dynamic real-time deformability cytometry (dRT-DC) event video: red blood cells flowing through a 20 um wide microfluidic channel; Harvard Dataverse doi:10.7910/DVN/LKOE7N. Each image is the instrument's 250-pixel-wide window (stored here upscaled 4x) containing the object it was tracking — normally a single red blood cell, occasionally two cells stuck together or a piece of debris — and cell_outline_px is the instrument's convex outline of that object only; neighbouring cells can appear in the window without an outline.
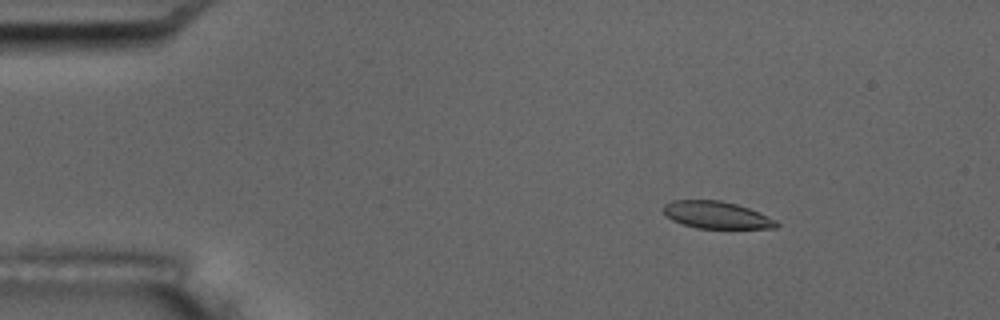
{"species": "common noctule bat (a hibernating species)", "species_latin": "Nyctalus noctula", "temperature_condition": "room temperature", "stored_images_in_passage": 8, "camera_frame_rate_fps": 3000, "um_per_image_px": 0.085, "animal": {"sex": "male", "body_mass_g": 17.5, "forearm_length_mm": 52.3}, "frame": {"image": 1, "passage_image": 3, "time_ms": 2.333, "image_size_px": [1000, 320], "cell_outline_px": [[780, 224], [776, 228], [696, 228], [672, 220], [664, 212], [664, 204], [672, 200], [720, 200], [736, 204], [748, 208], [776, 220]], "centroid_in_image_um": [60.9, 18.27], "position_along_channel_um": 24.1, "area_um2": 17.69}}